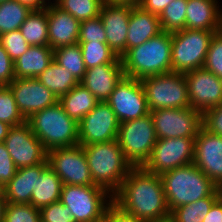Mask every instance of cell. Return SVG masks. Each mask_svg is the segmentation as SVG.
<instances>
[{
	"label": "cell",
	"mask_w": 222,
	"mask_h": 222,
	"mask_svg": "<svg viewBox=\"0 0 222 222\" xmlns=\"http://www.w3.org/2000/svg\"><path fill=\"white\" fill-rule=\"evenodd\" d=\"M20 31L30 46H49L47 10L31 11Z\"/></svg>",
	"instance_id": "29"
},
{
	"label": "cell",
	"mask_w": 222,
	"mask_h": 222,
	"mask_svg": "<svg viewBox=\"0 0 222 222\" xmlns=\"http://www.w3.org/2000/svg\"><path fill=\"white\" fill-rule=\"evenodd\" d=\"M6 1H8V0H0V3L6 2Z\"/></svg>",
	"instance_id": "57"
},
{
	"label": "cell",
	"mask_w": 222,
	"mask_h": 222,
	"mask_svg": "<svg viewBox=\"0 0 222 222\" xmlns=\"http://www.w3.org/2000/svg\"><path fill=\"white\" fill-rule=\"evenodd\" d=\"M188 0H173L159 15L162 31L176 32L186 28Z\"/></svg>",
	"instance_id": "34"
},
{
	"label": "cell",
	"mask_w": 222,
	"mask_h": 222,
	"mask_svg": "<svg viewBox=\"0 0 222 222\" xmlns=\"http://www.w3.org/2000/svg\"><path fill=\"white\" fill-rule=\"evenodd\" d=\"M82 148L94 184L113 195L133 168L125 158L117 139Z\"/></svg>",
	"instance_id": "4"
},
{
	"label": "cell",
	"mask_w": 222,
	"mask_h": 222,
	"mask_svg": "<svg viewBox=\"0 0 222 222\" xmlns=\"http://www.w3.org/2000/svg\"><path fill=\"white\" fill-rule=\"evenodd\" d=\"M190 106L202 114L222 104V79L205 68L185 73Z\"/></svg>",
	"instance_id": "16"
},
{
	"label": "cell",
	"mask_w": 222,
	"mask_h": 222,
	"mask_svg": "<svg viewBox=\"0 0 222 222\" xmlns=\"http://www.w3.org/2000/svg\"><path fill=\"white\" fill-rule=\"evenodd\" d=\"M53 52L54 60L66 68L67 72L71 73L78 82H81L84 78L86 67L79 43L57 48Z\"/></svg>",
	"instance_id": "30"
},
{
	"label": "cell",
	"mask_w": 222,
	"mask_h": 222,
	"mask_svg": "<svg viewBox=\"0 0 222 222\" xmlns=\"http://www.w3.org/2000/svg\"><path fill=\"white\" fill-rule=\"evenodd\" d=\"M22 5L27 6L32 11H39L45 9L49 2L46 0H17Z\"/></svg>",
	"instance_id": "48"
},
{
	"label": "cell",
	"mask_w": 222,
	"mask_h": 222,
	"mask_svg": "<svg viewBox=\"0 0 222 222\" xmlns=\"http://www.w3.org/2000/svg\"><path fill=\"white\" fill-rule=\"evenodd\" d=\"M202 222H222V202L218 199Z\"/></svg>",
	"instance_id": "47"
},
{
	"label": "cell",
	"mask_w": 222,
	"mask_h": 222,
	"mask_svg": "<svg viewBox=\"0 0 222 222\" xmlns=\"http://www.w3.org/2000/svg\"><path fill=\"white\" fill-rule=\"evenodd\" d=\"M193 163L219 187L222 184V137L202 127L195 138Z\"/></svg>",
	"instance_id": "18"
},
{
	"label": "cell",
	"mask_w": 222,
	"mask_h": 222,
	"mask_svg": "<svg viewBox=\"0 0 222 222\" xmlns=\"http://www.w3.org/2000/svg\"><path fill=\"white\" fill-rule=\"evenodd\" d=\"M49 166L44 163L17 169L14 177L3 188L7 203L31 204V196L36 184V174H41Z\"/></svg>",
	"instance_id": "23"
},
{
	"label": "cell",
	"mask_w": 222,
	"mask_h": 222,
	"mask_svg": "<svg viewBox=\"0 0 222 222\" xmlns=\"http://www.w3.org/2000/svg\"><path fill=\"white\" fill-rule=\"evenodd\" d=\"M37 79L58 98L66 94L79 82L67 69L53 60Z\"/></svg>",
	"instance_id": "28"
},
{
	"label": "cell",
	"mask_w": 222,
	"mask_h": 222,
	"mask_svg": "<svg viewBox=\"0 0 222 222\" xmlns=\"http://www.w3.org/2000/svg\"><path fill=\"white\" fill-rule=\"evenodd\" d=\"M0 121L11 126L20 125L26 121L19 112L13 92L8 85L0 86Z\"/></svg>",
	"instance_id": "36"
},
{
	"label": "cell",
	"mask_w": 222,
	"mask_h": 222,
	"mask_svg": "<svg viewBox=\"0 0 222 222\" xmlns=\"http://www.w3.org/2000/svg\"><path fill=\"white\" fill-rule=\"evenodd\" d=\"M105 102L112 108L120 123L150 113L140 80L127 76L120 80Z\"/></svg>",
	"instance_id": "13"
},
{
	"label": "cell",
	"mask_w": 222,
	"mask_h": 222,
	"mask_svg": "<svg viewBox=\"0 0 222 222\" xmlns=\"http://www.w3.org/2000/svg\"><path fill=\"white\" fill-rule=\"evenodd\" d=\"M219 200L222 202V195H219Z\"/></svg>",
	"instance_id": "56"
},
{
	"label": "cell",
	"mask_w": 222,
	"mask_h": 222,
	"mask_svg": "<svg viewBox=\"0 0 222 222\" xmlns=\"http://www.w3.org/2000/svg\"><path fill=\"white\" fill-rule=\"evenodd\" d=\"M47 160L63 185H95L81 145L49 150Z\"/></svg>",
	"instance_id": "12"
},
{
	"label": "cell",
	"mask_w": 222,
	"mask_h": 222,
	"mask_svg": "<svg viewBox=\"0 0 222 222\" xmlns=\"http://www.w3.org/2000/svg\"><path fill=\"white\" fill-rule=\"evenodd\" d=\"M45 150L78 145V122L69 117L58 101L26 120Z\"/></svg>",
	"instance_id": "5"
},
{
	"label": "cell",
	"mask_w": 222,
	"mask_h": 222,
	"mask_svg": "<svg viewBox=\"0 0 222 222\" xmlns=\"http://www.w3.org/2000/svg\"><path fill=\"white\" fill-rule=\"evenodd\" d=\"M63 183L56 172L47 167L41 174H36V184L31 196V204L38 209L60 201Z\"/></svg>",
	"instance_id": "26"
},
{
	"label": "cell",
	"mask_w": 222,
	"mask_h": 222,
	"mask_svg": "<svg viewBox=\"0 0 222 222\" xmlns=\"http://www.w3.org/2000/svg\"><path fill=\"white\" fill-rule=\"evenodd\" d=\"M3 143L18 169L35 166L47 160V151L27 121L12 126Z\"/></svg>",
	"instance_id": "14"
},
{
	"label": "cell",
	"mask_w": 222,
	"mask_h": 222,
	"mask_svg": "<svg viewBox=\"0 0 222 222\" xmlns=\"http://www.w3.org/2000/svg\"><path fill=\"white\" fill-rule=\"evenodd\" d=\"M217 33L222 37V10H221V14H220L219 26H218Z\"/></svg>",
	"instance_id": "53"
},
{
	"label": "cell",
	"mask_w": 222,
	"mask_h": 222,
	"mask_svg": "<svg viewBox=\"0 0 222 222\" xmlns=\"http://www.w3.org/2000/svg\"><path fill=\"white\" fill-rule=\"evenodd\" d=\"M54 3L80 22L98 17L103 5L102 0H56Z\"/></svg>",
	"instance_id": "35"
},
{
	"label": "cell",
	"mask_w": 222,
	"mask_h": 222,
	"mask_svg": "<svg viewBox=\"0 0 222 222\" xmlns=\"http://www.w3.org/2000/svg\"><path fill=\"white\" fill-rule=\"evenodd\" d=\"M31 11L17 0L0 3V35L20 29Z\"/></svg>",
	"instance_id": "32"
},
{
	"label": "cell",
	"mask_w": 222,
	"mask_h": 222,
	"mask_svg": "<svg viewBox=\"0 0 222 222\" xmlns=\"http://www.w3.org/2000/svg\"><path fill=\"white\" fill-rule=\"evenodd\" d=\"M161 179L170 213L201 198L219 196V187L194 163L163 173Z\"/></svg>",
	"instance_id": "3"
},
{
	"label": "cell",
	"mask_w": 222,
	"mask_h": 222,
	"mask_svg": "<svg viewBox=\"0 0 222 222\" xmlns=\"http://www.w3.org/2000/svg\"><path fill=\"white\" fill-rule=\"evenodd\" d=\"M112 200L124 211L144 222L170 215L160 175L133 167Z\"/></svg>",
	"instance_id": "1"
},
{
	"label": "cell",
	"mask_w": 222,
	"mask_h": 222,
	"mask_svg": "<svg viewBox=\"0 0 222 222\" xmlns=\"http://www.w3.org/2000/svg\"><path fill=\"white\" fill-rule=\"evenodd\" d=\"M219 196H209L175 208L170 215L176 222H202Z\"/></svg>",
	"instance_id": "33"
},
{
	"label": "cell",
	"mask_w": 222,
	"mask_h": 222,
	"mask_svg": "<svg viewBox=\"0 0 222 222\" xmlns=\"http://www.w3.org/2000/svg\"><path fill=\"white\" fill-rule=\"evenodd\" d=\"M0 44L5 48L13 62L24 54L30 47L20 29L0 35Z\"/></svg>",
	"instance_id": "38"
},
{
	"label": "cell",
	"mask_w": 222,
	"mask_h": 222,
	"mask_svg": "<svg viewBox=\"0 0 222 222\" xmlns=\"http://www.w3.org/2000/svg\"><path fill=\"white\" fill-rule=\"evenodd\" d=\"M103 220L105 222H144L134 215L124 211L113 201L106 208Z\"/></svg>",
	"instance_id": "45"
},
{
	"label": "cell",
	"mask_w": 222,
	"mask_h": 222,
	"mask_svg": "<svg viewBox=\"0 0 222 222\" xmlns=\"http://www.w3.org/2000/svg\"><path fill=\"white\" fill-rule=\"evenodd\" d=\"M161 32L159 16L143 10L137 4H131L126 51L143 44Z\"/></svg>",
	"instance_id": "22"
},
{
	"label": "cell",
	"mask_w": 222,
	"mask_h": 222,
	"mask_svg": "<svg viewBox=\"0 0 222 222\" xmlns=\"http://www.w3.org/2000/svg\"><path fill=\"white\" fill-rule=\"evenodd\" d=\"M78 125V144L87 146L116 140L120 122L106 102H99Z\"/></svg>",
	"instance_id": "15"
},
{
	"label": "cell",
	"mask_w": 222,
	"mask_h": 222,
	"mask_svg": "<svg viewBox=\"0 0 222 222\" xmlns=\"http://www.w3.org/2000/svg\"><path fill=\"white\" fill-rule=\"evenodd\" d=\"M14 79V62L0 44V86L9 85Z\"/></svg>",
	"instance_id": "44"
},
{
	"label": "cell",
	"mask_w": 222,
	"mask_h": 222,
	"mask_svg": "<svg viewBox=\"0 0 222 222\" xmlns=\"http://www.w3.org/2000/svg\"><path fill=\"white\" fill-rule=\"evenodd\" d=\"M120 59L125 76L137 80L172 72L171 33L162 31L130 48Z\"/></svg>",
	"instance_id": "2"
},
{
	"label": "cell",
	"mask_w": 222,
	"mask_h": 222,
	"mask_svg": "<svg viewBox=\"0 0 222 222\" xmlns=\"http://www.w3.org/2000/svg\"><path fill=\"white\" fill-rule=\"evenodd\" d=\"M82 50L83 61L86 69L102 64H122L107 43L78 42Z\"/></svg>",
	"instance_id": "31"
},
{
	"label": "cell",
	"mask_w": 222,
	"mask_h": 222,
	"mask_svg": "<svg viewBox=\"0 0 222 222\" xmlns=\"http://www.w3.org/2000/svg\"><path fill=\"white\" fill-rule=\"evenodd\" d=\"M219 195H222V184L219 186Z\"/></svg>",
	"instance_id": "54"
},
{
	"label": "cell",
	"mask_w": 222,
	"mask_h": 222,
	"mask_svg": "<svg viewBox=\"0 0 222 222\" xmlns=\"http://www.w3.org/2000/svg\"><path fill=\"white\" fill-rule=\"evenodd\" d=\"M53 60L50 46H30L14 61L15 78H37Z\"/></svg>",
	"instance_id": "25"
},
{
	"label": "cell",
	"mask_w": 222,
	"mask_h": 222,
	"mask_svg": "<svg viewBox=\"0 0 222 222\" xmlns=\"http://www.w3.org/2000/svg\"><path fill=\"white\" fill-rule=\"evenodd\" d=\"M48 18L49 46L55 50L78 43L81 22L70 13L49 2L45 8Z\"/></svg>",
	"instance_id": "20"
},
{
	"label": "cell",
	"mask_w": 222,
	"mask_h": 222,
	"mask_svg": "<svg viewBox=\"0 0 222 222\" xmlns=\"http://www.w3.org/2000/svg\"><path fill=\"white\" fill-rule=\"evenodd\" d=\"M17 167L13 162L6 145L0 143V185L2 188L14 177Z\"/></svg>",
	"instance_id": "42"
},
{
	"label": "cell",
	"mask_w": 222,
	"mask_h": 222,
	"mask_svg": "<svg viewBox=\"0 0 222 222\" xmlns=\"http://www.w3.org/2000/svg\"><path fill=\"white\" fill-rule=\"evenodd\" d=\"M194 149L195 138L158 139L143 168L161 176L172 169L193 163Z\"/></svg>",
	"instance_id": "10"
},
{
	"label": "cell",
	"mask_w": 222,
	"mask_h": 222,
	"mask_svg": "<svg viewBox=\"0 0 222 222\" xmlns=\"http://www.w3.org/2000/svg\"><path fill=\"white\" fill-rule=\"evenodd\" d=\"M202 124L208 132L222 137V104L205 111Z\"/></svg>",
	"instance_id": "43"
},
{
	"label": "cell",
	"mask_w": 222,
	"mask_h": 222,
	"mask_svg": "<svg viewBox=\"0 0 222 222\" xmlns=\"http://www.w3.org/2000/svg\"><path fill=\"white\" fill-rule=\"evenodd\" d=\"M78 42L106 43V33L100 16L81 22Z\"/></svg>",
	"instance_id": "39"
},
{
	"label": "cell",
	"mask_w": 222,
	"mask_h": 222,
	"mask_svg": "<svg viewBox=\"0 0 222 222\" xmlns=\"http://www.w3.org/2000/svg\"><path fill=\"white\" fill-rule=\"evenodd\" d=\"M3 192V188L1 187V185H0V194Z\"/></svg>",
	"instance_id": "55"
},
{
	"label": "cell",
	"mask_w": 222,
	"mask_h": 222,
	"mask_svg": "<svg viewBox=\"0 0 222 222\" xmlns=\"http://www.w3.org/2000/svg\"><path fill=\"white\" fill-rule=\"evenodd\" d=\"M203 68L222 79V37L218 33L210 42Z\"/></svg>",
	"instance_id": "40"
},
{
	"label": "cell",
	"mask_w": 222,
	"mask_h": 222,
	"mask_svg": "<svg viewBox=\"0 0 222 222\" xmlns=\"http://www.w3.org/2000/svg\"><path fill=\"white\" fill-rule=\"evenodd\" d=\"M124 76L122 64H102L86 69L80 83L99 102H105Z\"/></svg>",
	"instance_id": "21"
},
{
	"label": "cell",
	"mask_w": 222,
	"mask_h": 222,
	"mask_svg": "<svg viewBox=\"0 0 222 222\" xmlns=\"http://www.w3.org/2000/svg\"><path fill=\"white\" fill-rule=\"evenodd\" d=\"M130 14L131 4L103 3L100 9L99 16L104 25L106 43L118 57L126 52Z\"/></svg>",
	"instance_id": "19"
},
{
	"label": "cell",
	"mask_w": 222,
	"mask_h": 222,
	"mask_svg": "<svg viewBox=\"0 0 222 222\" xmlns=\"http://www.w3.org/2000/svg\"><path fill=\"white\" fill-rule=\"evenodd\" d=\"M60 201L70 209L76 222H99L113 200L107 190L97 185H63Z\"/></svg>",
	"instance_id": "8"
},
{
	"label": "cell",
	"mask_w": 222,
	"mask_h": 222,
	"mask_svg": "<svg viewBox=\"0 0 222 222\" xmlns=\"http://www.w3.org/2000/svg\"><path fill=\"white\" fill-rule=\"evenodd\" d=\"M103 3L138 4V0H102Z\"/></svg>",
	"instance_id": "51"
},
{
	"label": "cell",
	"mask_w": 222,
	"mask_h": 222,
	"mask_svg": "<svg viewBox=\"0 0 222 222\" xmlns=\"http://www.w3.org/2000/svg\"><path fill=\"white\" fill-rule=\"evenodd\" d=\"M40 214L41 222H76L70 209L61 201L42 207Z\"/></svg>",
	"instance_id": "41"
},
{
	"label": "cell",
	"mask_w": 222,
	"mask_h": 222,
	"mask_svg": "<svg viewBox=\"0 0 222 222\" xmlns=\"http://www.w3.org/2000/svg\"><path fill=\"white\" fill-rule=\"evenodd\" d=\"M173 0H138L143 10L159 16Z\"/></svg>",
	"instance_id": "46"
},
{
	"label": "cell",
	"mask_w": 222,
	"mask_h": 222,
	"mask_svg": "<svg viewBox=\"0 0 222 222\" xmlns=\"http://www.w3.org/2000/svg\"><path fill=\"white\" fill-rule=\"evenodd\" d=\"M220 10L217 0H188L186 29L217 32Z\"/></svg>",
	"instance_id": "24"
},
{
	"label": "cell",
	"mask_w": 222,
	"mask_h": 222,
	"mask_svg": "<svg viewBox=\"0 0 222 222\" xmlns=\"http://www.w3.org/2000/svg\"><path fill=\"white\" fill-rule=\"evenodd\" d=\"M7 200L5 199L4 192L0 194V222H4L5 208Z\"/></svg>",
	"instance_id": "50"
},
{
	"label": "cell",
	"mask_w": 222,
	"mask_h": 222,
	"mask_svg": "<svg viewBox=\"0 0 222 222\" xmlns=\"http://www.w3.org/2000/svg\"><path fill=\"white\" fill-rule=\"evenodd\" d=\"M158 140L150 113L134 120L121 122L117 141L127 161L133 167H143Z\"/></svg>",
	"instance_id": "6"
},
{
	"label": "cell",
	"mask_w": 222,
	"mask_h": 222,
	"mask_svg": "<svg viewBox=\"0 0 222 222\" xmlns=\"http://www.w3.org/2000/svg\"><path fill=\"white\" fill-rule=\"evenodd\" d=\"M12 126L0 121V143H3Z\"/></svg>",
	"instance_id": "49"
},
{
	"label": "cell",
	"mask_w": 222,
	"mask_h": 222,
	"mask_svg": "<svg viewBox=\"0 0 222 222\" xmlns=\"http://www.w3.org/2000/svg\"><path fill=\"white\" fill-rule=\"evenodd\" d=\"M215 33L217 32L186 28L171 33L172 72L187 73L203 68Z\"/></svg>",
	"instance_id": "9"
},
{
	"label": "cell",
	"mask_w": 222,
	"mask_h": 222,
	"mask_svg": "<svg viewBox=\"0 0 222 222\" xmlns=\"http://www.w3.org/2000/svg\"><path fill=\"white\" fill-rule=\"evenodd\" d=\"M4 222H41L40 209L32 204L7 203Z\"/></svg>",
	"instance_id": "37"
},
{
	"label": "cell",
	"mask_w": 222,
	"mask_h": 222,
	"mask_svg": "<svg viewBox=\"0 0 222 222\" xmlns=\"http://www.w3.org/2000/svg\"><path fill=\"white\" fill-rule=\"evenodd\" d=\"M149 111L165 108H188V86L185 73L169 72L140 80Z\"/></svg>",
	"instance_id": "7"
},
{
	"label": "cell",
	"mask_w": 222,
	"mask_h": 222,
	"mask_svg": "<svg viewBox=\"0 0 222 222\" xmlns=\"http://www.w3.org/2000/svg\"><path fill=\"white\" fill-rule=\"evenodd\" d=\"M8 86L13 92L19 112L26 120L59 101L37 78H15Z\"/></svg>",
	"instance_id": "17"
},
{
	"label": "cell",
	"mask_w": 222,
	"mask_h": 222,
	"mask_svg": "<svg viewBox=\"0 0 222 222\" xmlns=\"http://www.w3.org/2000/svg\"><path fill=\"white\" fill-rule=\"evenodd\" d=\"M59 102L63 106L66 114L78 123L99 103L80 82L66 94L62 95L59 98Z\"/></svg>",
	"instance_id": "27"
},
{
	"label": "cell",
	"mask_w": 222,
	"mask_h": 222,
	"mask_svg": "<svg viewBox=\"0 0 222 222\" xmlns=\"http://www.w3.org/2000/svg\"><path fill=\"white\" fill-rule=\"evenodd\" d=\"M158 139L196 138L203 127L202 113L192 107L165 108L150 112Z\"/></svg>",
	"instance_id": "11"
},
{
	"label": "cell",
	"mask_w": 222,
	"mask_h": 222,
	"mask_svg": "<svg viewBox=\"0 0 222 222\" xmlns=\"http://www.w3.org/2000/svg\"><path fill=\"white\" fill-rule=\"evenodd\" d=\"M148 222H176V220L171 215H168L166 217L151 220V221H148Z\"/></svg>",
	"instance_id": "52"
}]
</instances>
